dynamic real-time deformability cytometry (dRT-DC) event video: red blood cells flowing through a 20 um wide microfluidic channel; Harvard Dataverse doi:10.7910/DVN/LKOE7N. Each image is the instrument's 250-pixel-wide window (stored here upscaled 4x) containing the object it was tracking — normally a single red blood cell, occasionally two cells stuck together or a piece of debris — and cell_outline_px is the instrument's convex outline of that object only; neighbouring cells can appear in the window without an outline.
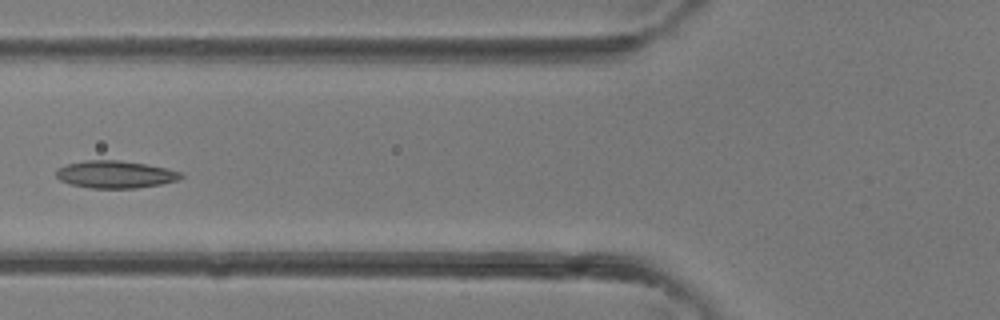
{"species": "common noctule bat (a hibernating species)", "species_latin": "Nyctalus noctula", "temperature_condition": "room temperature", "stored_images_in_passage": 4, "camera_frame_rate_fps": 3000, "um_per_image_px": 0.085, "animal": {"sex": "female"}, "frame": {"image": 1, "passage_image": 4, "time_ms": 1.0, "image_size_px": [1000, 320], "cell_outline_px": [[184, 176], [176, 180], [160, 184], [136, 188], [92, 188], [72, 184], [60, 180], [56, 176], [56, 168], [68, 164], [84, 160], [120, 160], [168, 168], [180, 172]], "centroid_in_image_um": [9.78, 14.82], "position_along_channel_um": 116.0, "area_um2": 19.77}}